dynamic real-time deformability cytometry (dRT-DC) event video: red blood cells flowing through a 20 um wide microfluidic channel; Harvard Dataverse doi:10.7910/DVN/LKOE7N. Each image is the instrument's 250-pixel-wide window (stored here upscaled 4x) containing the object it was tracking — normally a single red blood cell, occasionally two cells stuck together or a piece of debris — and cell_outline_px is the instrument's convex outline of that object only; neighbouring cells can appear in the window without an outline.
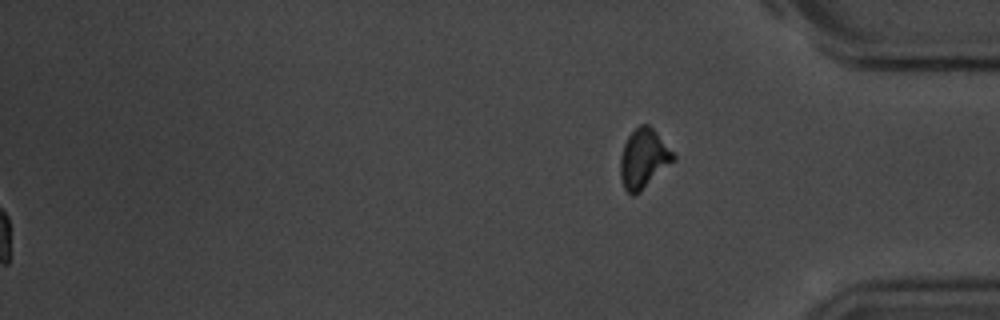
{"species": "common noctule bat (a hibernating species)", "species_latin": "Nyctalus noctula", "temperature_condition": "room temperature", "stored_images_in_passage": 56, "segment_of_instrument_passage": [2, 2], "camera_frame_rate_fps": 3000, "um_per_image_px": 0.085, "animal": {"sex": "male", "body_mass_g": 20.1, "forearm_length_mm": 53.5}, "frame": {"image": 1, "passage_image": 56, "time_ms": 18.333, "image_size_px": [1000, 320], "cell_outline_px": [[676, 160], [640, 192], [632, 196], [624, 188], [620, 176], [620, 156], [624, 144], [628, 136], [640, 124], [648, 124], [656, 132], [676, 156]], "centroid_in_image_um": [54.7, 13.5], "position_along_channel_um": 380.5, "area_um2": 18.32}}